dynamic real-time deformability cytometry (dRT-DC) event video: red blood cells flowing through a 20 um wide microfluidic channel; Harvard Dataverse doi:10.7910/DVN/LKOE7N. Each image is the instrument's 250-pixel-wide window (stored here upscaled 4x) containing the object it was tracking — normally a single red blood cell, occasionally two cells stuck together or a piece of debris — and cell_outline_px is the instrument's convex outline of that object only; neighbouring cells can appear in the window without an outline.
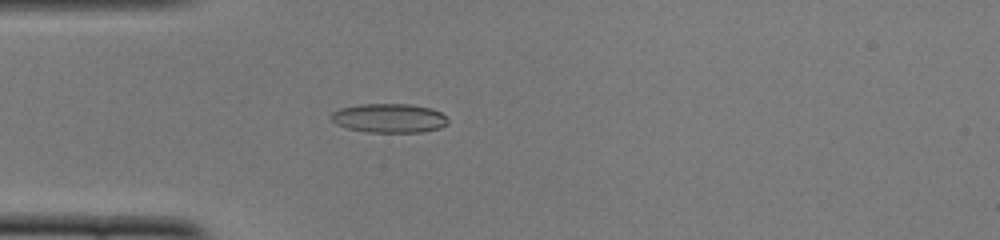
{"species": "common noctule bat (a hibernating species)", "species_latin": "Nyctalus noctula", "temperature_condition": "cold", "stored_images_in_passage": 46, "camera_frame_rate_fps": 3000, "um_per_image_px": 0.085, "animal": {"sex": "female", "body_mass_g": 22.0, "forearm_length_mm": 56.7}, "frame": {"image": 1, "passage_image": 14, "time_ms": 4.333, "image_size_px": [1000, 240], "cell_outline_px": [[448, 124], [440, 128], [420, 132], [368, 132], [348, 128], [336, 124], [328, 116], [332, 112], [340, 108], [360, 104], [408, 104], [432, 108], [440, 112], [448, 120]], "centroid_in_image_um": [33.06, 10.04], "position_along_channel_um": 51.9, "area_um2": 19.83}}
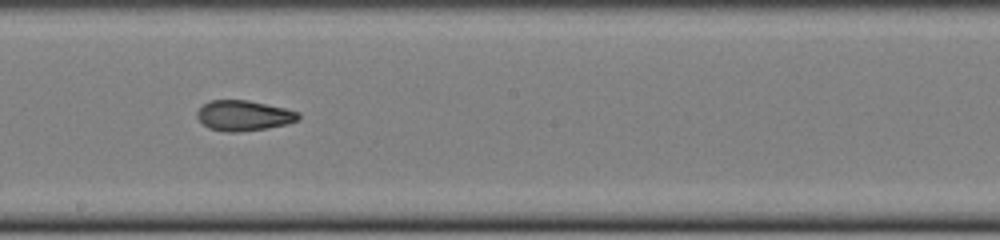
{"frame": {"image": 2, "passage_image": 28, "time_ms": 9.0, "image_size_px": [1000, 240], "cell_outline_px": [[300, 116], [296, 120], [288, 124], [268, 128], [236, 132], [228, 132], [208, 128], [196, 116], [196, 112], [208, 100], [248, 100], [284, 108], [300, 112]], "centroid_in_image_um": [20.71, 9.82], "position_along_channel_um": 227.5, "area_um2": 17.86}}
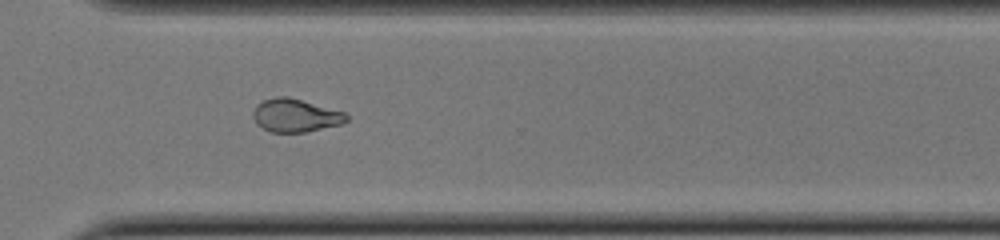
{"frame": {"image": 3, "passage_image": 37, "time_ms": 12.0, "image_size_px": [1000, 240], "cell_outline_px": [[348, 120], [344, 124], [304, 132], [272, 132], [256, 124], [252, 116], [252, 112], [256, 104], [264, 100], [276, 96], [288, 96], [344, 112], [348, 116]], "centroid_in_image_um": [25.1, 9.81], "position_along_channel_um": 345.5, "area_um2": 18.09}, "authors_computed_cell_mechanics": {"area_um2": 18.4093, "velocity_mm_per_s": 3.9193, "shape_relaxation_time_tau1_ms": null, "shape_relaxation_time_tau2_ms": 2.6047, "deformation_change_tau1": null, "deformation_change_tau2": 0.0861}}